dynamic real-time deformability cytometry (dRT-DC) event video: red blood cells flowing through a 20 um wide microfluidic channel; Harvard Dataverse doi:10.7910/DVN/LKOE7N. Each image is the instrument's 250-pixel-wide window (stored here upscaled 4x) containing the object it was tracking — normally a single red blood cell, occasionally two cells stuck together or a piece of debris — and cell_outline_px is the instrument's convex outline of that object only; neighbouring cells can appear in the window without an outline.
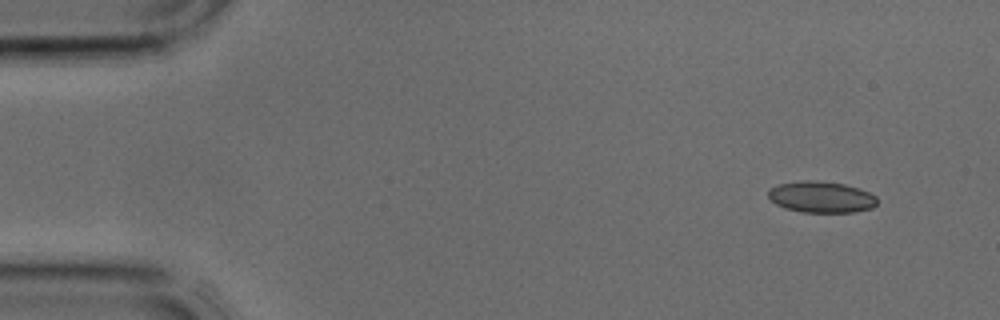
{"species": "common noctule bat (a hibernating species)", "species_latin": "Nyctalus noctula", "temperature_condition": "cold", "stored_images_in_passage": 3, "camera_frame_rate_fps": 3000, "um_per_image_px": 0.085, "animal": {"sex": "male", "body_mass_g": 17.9, "forearm_length_mm": 54.2}, "frame": {"image": 1, "passage_image": 1, "time_ms": 0.0, "image_size_px": [1000, 320], "cell_outline_px": [[876, 204], [872, 208], [852, 212], [804, 212], [784, 208], [776, 204], [768, 196], [768, 188], [780, 184], [804, 180], [816, 180], [844, 184], [860, 188], [876, 196]], "centroid_in_image_um": [69.8, 16.74], "position_along_channel_um": 15.2, "area_um2": 19.83}}
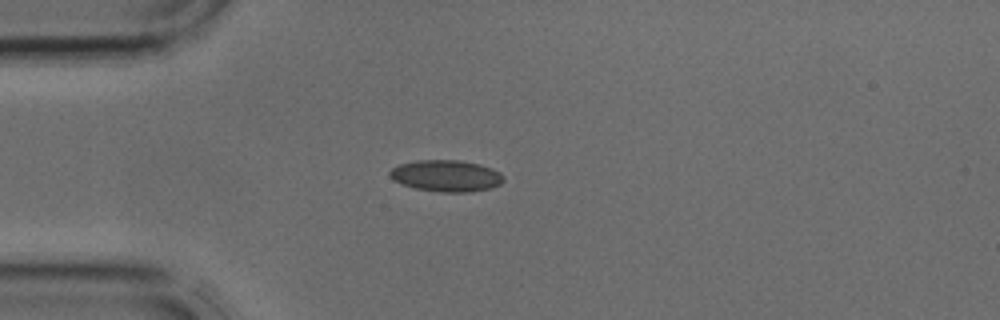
{"frame": {"image": 2, "passage_image": 3, "time_ms": 0.667, "image_size_px": [1000, 320], "cell_outline_px": [[504, 180], [500, 184], [492, 188], [472, 192], [440, 192], [416, 188], [400, 184], [392, 180], [388, 176], [388, 172], [392, 168], [400, 164], [416, 160], [460, 160], [480, 164], [492, 168], [500, 172], [504, 176]], "centroid_in_image_um": [37.92, 14.94], "position_along_channel_um": 47.1, "area_um2": 21.21}}